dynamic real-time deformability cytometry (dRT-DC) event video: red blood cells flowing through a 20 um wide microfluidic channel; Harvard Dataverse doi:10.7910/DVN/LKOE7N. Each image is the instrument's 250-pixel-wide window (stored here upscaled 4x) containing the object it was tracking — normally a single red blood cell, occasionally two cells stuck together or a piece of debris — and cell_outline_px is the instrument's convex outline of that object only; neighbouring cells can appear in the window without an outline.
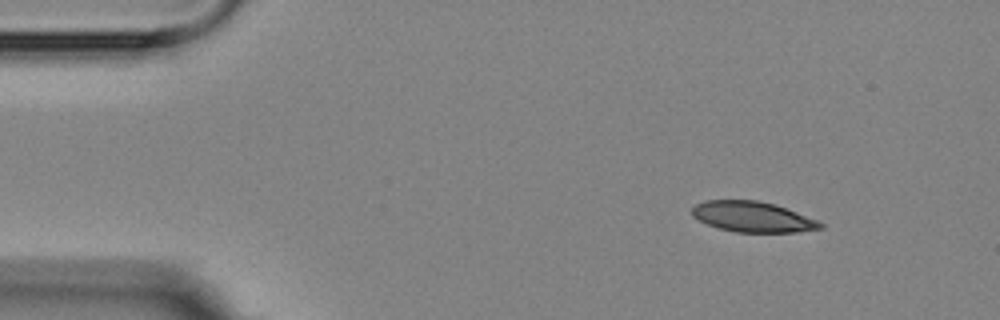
{"species": "Egyptian fruit bat (a non-hibernating species)", "species_latin": "Rousettus aegyptiacus", "temperature_condition": "room temperature", "stored_images_in_passage": 10, "camera_frame_rate_fps": 3000, "um_per_image_px": 0.085, "animal": {"sex": "female"}, "frame": {"image": 1, "passage_image": 1, "time_ms": 0.0, "image_size_px": [1000, 320], "cell_outline_px": [[824, 228], [796, 232], [736, 232], [720, 228], [708, 224], [692, 216], [692, 208], [696, 204], [704, 200], [756, 200], [772, 204], [796, 212], [816, 220], [824, 224]], "centroid_in_image_um": [63.96, 18.43], "position_along_channel_um": 21.0, "area_um2": 22.48}}
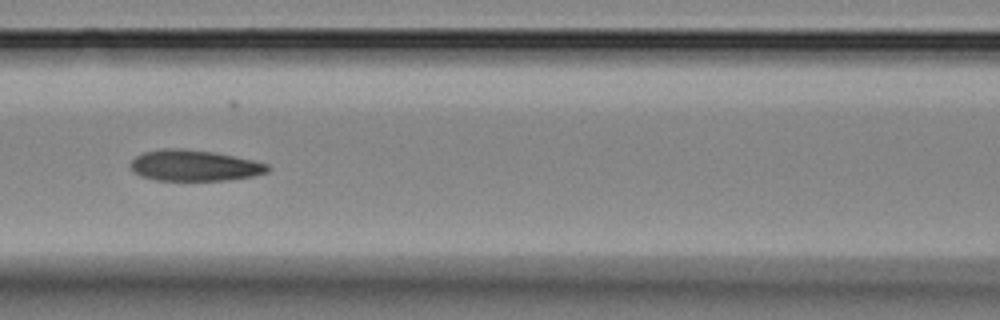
{"frame": {"image": 2, "passage_image": 6, "time_ms": 5.667, "image_size_px": [1000, 320], "cell_outline_px": [[272, 168], [268, 172], [252, 176], [224, 180], [156, 180], [140, 176], [132, 172], [128, 164], [136, 156], [144, 152], [160, 148], [184, 148], [212, 152], [252, 160], [268, 164]], "centroid_in_image_um": [16.46, 14.06], "position_along_channel_um": 150.1, "area_um2": 24.85}}
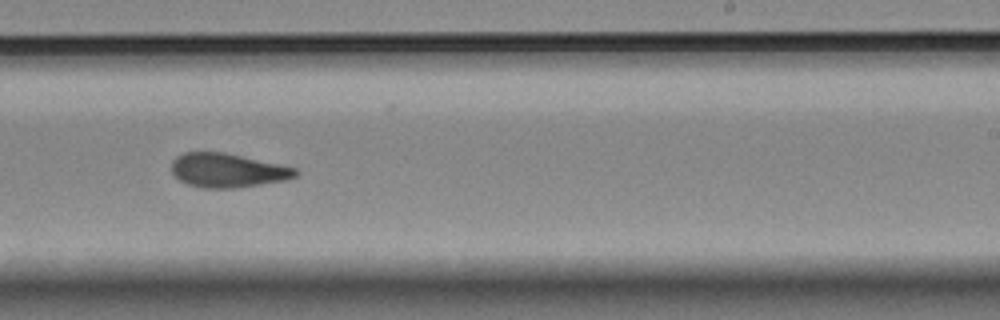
{"frame": {"image": 3, "passage_image": 9, "time_ms": 9.0, "image_size_px": [1000, 320], "cell_outline_px": [[300, 172], [296, 176], [284, 180], [236, 188], [200, 188], [188, 184], [180, 180], [172, 172], [172, 160], [176, 156], [184, 152], [224, 152], [296, 168]], "centroid_in_image_um": [19.32, 14.48], "position_along_channel_um": 269.7, "area_um2": 24.45}}